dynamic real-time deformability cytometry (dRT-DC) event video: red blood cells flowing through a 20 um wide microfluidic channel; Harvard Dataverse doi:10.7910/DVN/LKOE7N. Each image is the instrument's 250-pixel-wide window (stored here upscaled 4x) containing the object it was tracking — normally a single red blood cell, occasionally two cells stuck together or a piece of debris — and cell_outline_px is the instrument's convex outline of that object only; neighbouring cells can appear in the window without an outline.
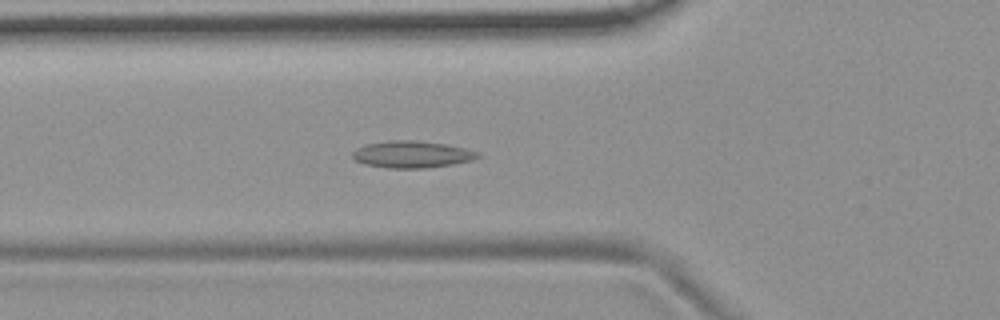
{"species": "common noctule bat (a hibernating species)", "species_latin": "Nyctalus noctula", "temperature_condition": "room temperature", "stored_images_in_passage": 54, "camera_frame_rate_fps": 3000, "um_per_image_px": 0.085, "animal": {"sex": "female", "body_mass_g": 19.9}, "frame": {"image": 1, "passage_image": 19, "time_ms": 6.0, "image_size_px": [1000, 320], "cell_outline_px": [[480, 156], [472, 160], [452, 164], [424, 168], [388, 168], [364, 164], [356, 160], [352, 156], [352, 152], [356, 148], [364, 144], [388, 140], [416, 140], [444, 144], [464, 148], [480, 152]], "centroid_in_image_um": [34.98, 13.11], "position_along_channel_um": 90.8, "area_um2": 19.65}}
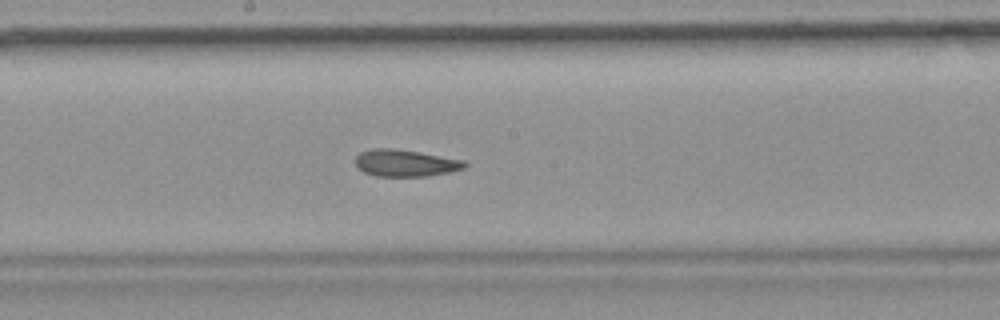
{"frame": {"image": 2, "passage_image": 29, "time_ms": 9.333, "image_size_px": [1000, 320], "cell_outline_px": [[468, 164], [464, 168], [448, 172], [428, 176], [376, 176], [364, 172], [356, 168], [356, 156], [360, 152], [372, 148], [392, 148], [464, 160]], "centroid_in_image_um": [34.41, 13.86], "position_along_channel_um": 213.8, "area_um2": 16.99}}
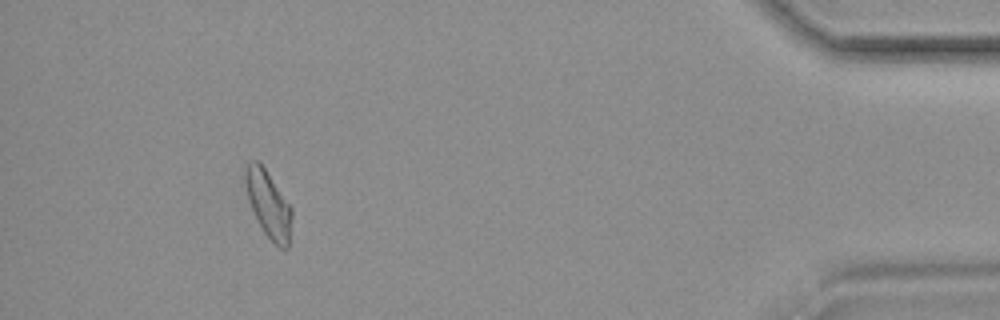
{"frame": {"image": 3, "passage_image": 50, "time_ms": 16.333, "image_size_px": [1000, 320], "cell_outline_px": [[292, 216], [288, 248], [280, 248], [264, 232], [248, 200], [244, 180], [244, 172], [248, 160], [256, 160], [264, 168], [292, 208]], "centroid_in_image_um": [22.8, 17.33], "position_along_channel_um": 412.4, "area_um2": 17.69}, "authors_computed_cell_mechanics": {"area_um2": 18.2648, "velocity_mm_per_s": 3.6935, "shape_relaxation_time_tau1_ms": null, "shape_relaxation_time_tau2_ms": 3.8209, "deformation_change_tau1": null, "deformation_change_tau2": 0.1035}}